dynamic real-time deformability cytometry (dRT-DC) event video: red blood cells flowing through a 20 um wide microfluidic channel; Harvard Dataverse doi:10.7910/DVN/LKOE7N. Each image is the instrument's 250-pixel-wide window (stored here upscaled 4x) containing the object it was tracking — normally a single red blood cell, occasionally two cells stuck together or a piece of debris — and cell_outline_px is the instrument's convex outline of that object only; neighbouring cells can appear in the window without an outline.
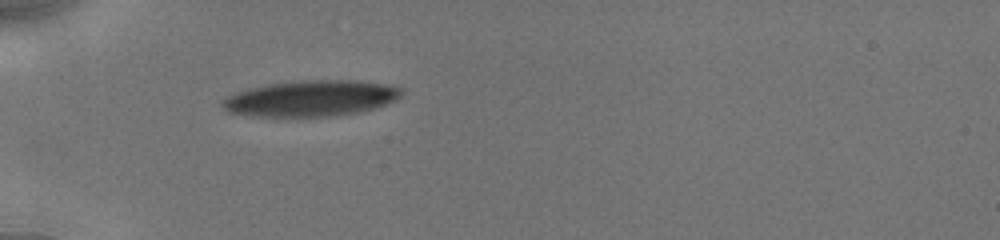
{"species": "human", "species_latin": "Homo sapiens", "temperature_condition": "cold", "stored_images_in_passage": 3, "camera_frame_rate_fps": 3000, "um_per_image_px": 0.085, "donor": {"sex": "male"}, "frame": {"image": 1, "passage_image": 1, "time_ms": 0.0, "image_size_px": [1000, 240], "cell_outline_px": [[404, 92], [396, 100], [376, 108], [360, 112], [336, 116], [252, 116], [228, 112], [220, 104], [220, 100], [236, 92], [268, 84], [300, 80], [356, 80], [388, 84], [404, 88]], "centroid_in_image_um": [26.48, 8.36], "position_along_channel_um": 58.5, "area_um2": 37.8}}
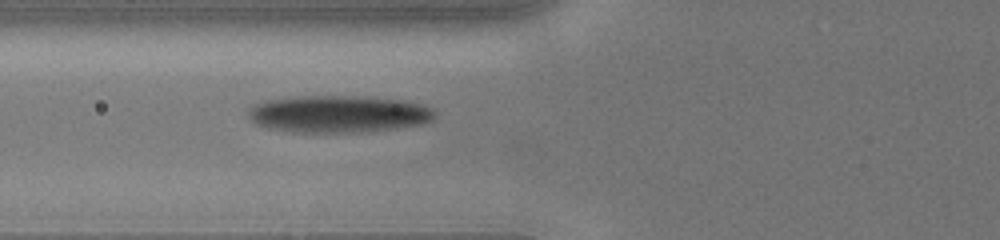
{"frame": {"image": 2, "passage_image": 3, "time_ms": 1.333, "image_size_px": [1000, 240], "cell_outline_px": [[436, 112], [432, 120], [420, 124], [392, 128], [360, 132], [292, 132], [268, 128], [256, 124], [248, 116], [248, 108], [264, 100], [300, 96], [352, 96], [400, 100], [420, 104], [432, 108]], "centroid_in_image_um": [28.71, 9.69], "position_along_channel_um": 97.1, "area_um2": 40.06}}